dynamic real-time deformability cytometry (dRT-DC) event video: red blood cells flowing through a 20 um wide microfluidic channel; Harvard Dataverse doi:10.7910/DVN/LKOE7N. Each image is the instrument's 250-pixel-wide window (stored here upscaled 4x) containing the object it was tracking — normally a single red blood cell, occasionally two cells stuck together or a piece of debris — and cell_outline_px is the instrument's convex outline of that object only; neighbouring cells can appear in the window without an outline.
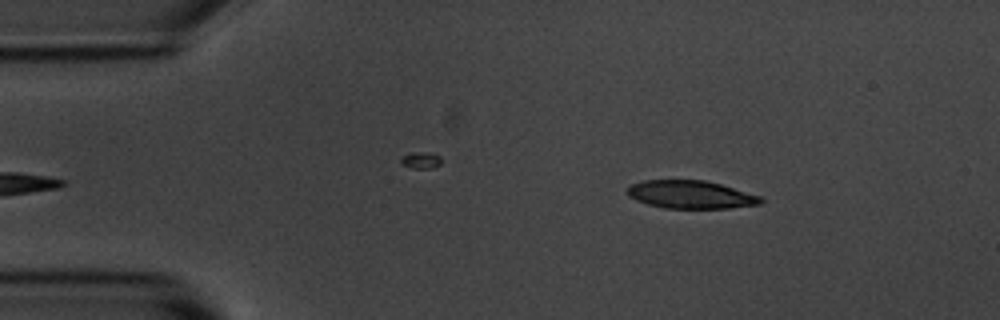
{"species": "common noctule bat (a hibernating species)", "species_latin": "Nyctalus noctula", "temperature_condition": "room temperature", "stored_images_in_passage": 45, "camera_frame_rate_fps": 3000, "um_per_image_px": 0.085, "animal": {"sex": "male", "body_mass_g": 20.1, "forearm_length_mm": 53.5}, "frame": {"image": 1, "passage_image": 4, "time_ms": 1.0, "image_size_px": [1000, 320], "cell_outline_px": [[764, 200], [760, 204], [728, 208], [664, 208], [648, 204], [636, 200], [628, 196], [628, 188], [632, 184], [644, 180], [704, 180], [720, 184], [764, 196]], "centroid_in_image_um": [58.76, 16.54], "position_along_channel_um": 26.2, "area_um2": 21.79}}
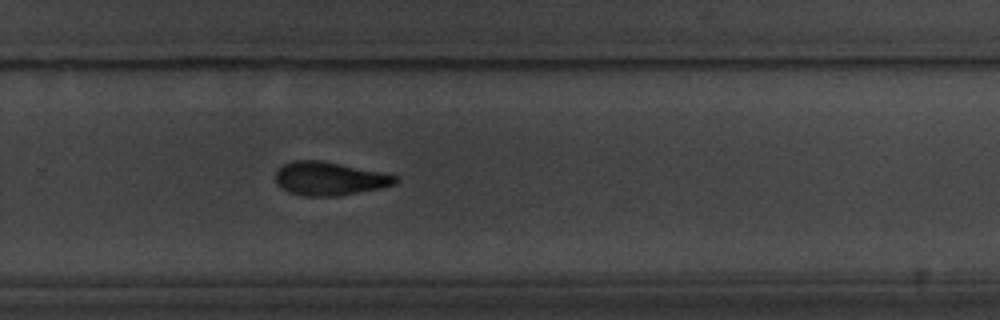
{"frame": {"image": 2, "passage_image": 31, "time_ms": 10.0, "image_size_px": [1000, 320], "cell_outline_px": [[400, 180], [396, 184], [380, 188], [336, 196], [304, 196], [288, 192], [276, 184], [276, 172], [284, 164], [296, 160], [320, 160], [400, 176]], "centroid_in_image_um": [28.02, 15.19], "position_along_channel_um": 301.8, "area_um2": 23.24}}
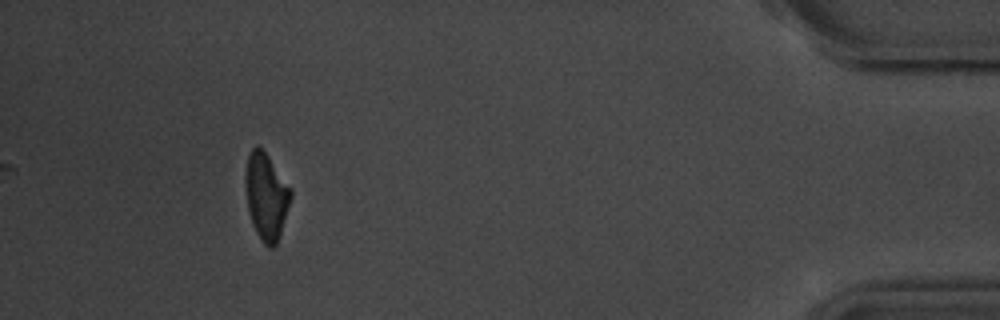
{"frame": {"image": 3, "passage_image": 45, "time_ms": 14.667, "image_size_px": [1000, 320], "cell_outline_px": [[292, 196], [280, 236], [276, 244], [272, 248], [268, 248], [264, 244], [256, 232], [252, 224], [248, 208], [244, 184], [244, 172], [248, 156], [252, 148], [256, 144], [264, 152], [292, 188]], "centroid_in_image_um": [22.62, 16.7], "position_along_channel_um": 412.6, "area_um2": 23.0}, "authors_computed_cell_mechanics": {"area_um2": 23.409, "velocity_mm_per_s": 3.7172, "shape_relaxation_time_tau1_ms": 3.7896, "shape_relaxation_time_tau2_ms": 6.6636, "deformation_change_tau1": 0.1501, "deformation_change_tau2": 0.1353}}